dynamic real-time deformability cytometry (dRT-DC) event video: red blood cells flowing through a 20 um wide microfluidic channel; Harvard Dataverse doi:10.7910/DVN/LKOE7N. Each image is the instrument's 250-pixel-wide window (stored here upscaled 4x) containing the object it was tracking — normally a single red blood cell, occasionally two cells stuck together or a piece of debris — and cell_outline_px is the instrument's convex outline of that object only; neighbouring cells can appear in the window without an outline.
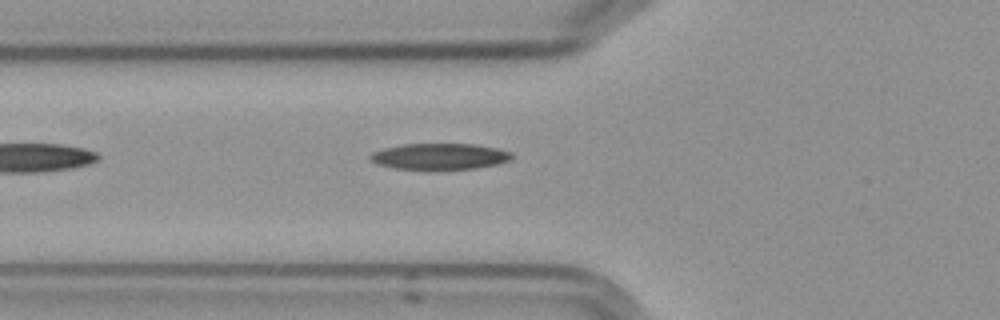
{"species": "Egyptian fruit bat (a non-hibernating species)", "species_latin": "Rousettus aegyptiacus", "temperature_condition": "cold", "stored_images_in_passage": 2, "camera_frame_rate_fps": 3000, "um_per_image_px": 0.085, "frame": {"image": 1, "passage_image": 2, "time_ms": 1.333, "image_size_px": [1000, 320], "cell_outline_px": [[512, 156], [508, 160], [496, 164], [476, 168], [440, 172], [428, 172], [392, 168], [376, 164], [368, 156], [372, 152], [384, 148], [400, 144], [476, 144], [496, 148], [512, 152]], "centroid_in_image_um": [37.31, 13.34], "position_along_channel_um": 88.5, "area_um2": 22.54}}